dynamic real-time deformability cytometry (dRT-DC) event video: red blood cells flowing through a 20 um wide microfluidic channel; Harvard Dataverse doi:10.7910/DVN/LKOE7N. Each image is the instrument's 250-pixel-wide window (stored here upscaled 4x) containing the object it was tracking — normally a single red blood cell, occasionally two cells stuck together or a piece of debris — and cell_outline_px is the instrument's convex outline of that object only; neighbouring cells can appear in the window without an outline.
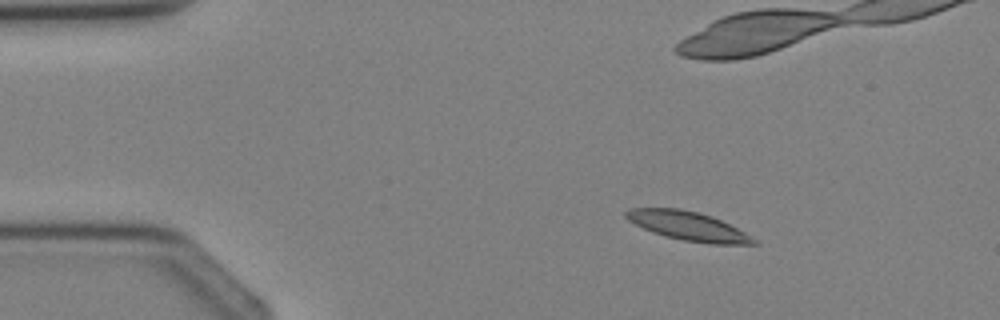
{"species": "Egyptian fruit bat (a non-hibernating species)", "species_latin": "Rousettus aegyptiacus", "temperature_condition": "cold", "stored_images_in_passage": 4, "camera_frame_rate_fps": 3000, "um_per_image_px": 0.085, "animal": {"sex": "female"}, "frame": {"image": 1, "passage_image": 2, "time_ms": 1.0, "image_size_px": [1000, 320], "cell_outline_px": [[760, 244], [712, 244], [684, 240], [668, 236], [644, 228], [628, 220], [624, 216], [624, 212], [628, 208], [680, 208], [712, 216], [744, 232], [756, 240]], "centroid_in_image_um": [58.48, 19.2], "position_along_channel_um": 26.5, "area_um2": 21.04}}